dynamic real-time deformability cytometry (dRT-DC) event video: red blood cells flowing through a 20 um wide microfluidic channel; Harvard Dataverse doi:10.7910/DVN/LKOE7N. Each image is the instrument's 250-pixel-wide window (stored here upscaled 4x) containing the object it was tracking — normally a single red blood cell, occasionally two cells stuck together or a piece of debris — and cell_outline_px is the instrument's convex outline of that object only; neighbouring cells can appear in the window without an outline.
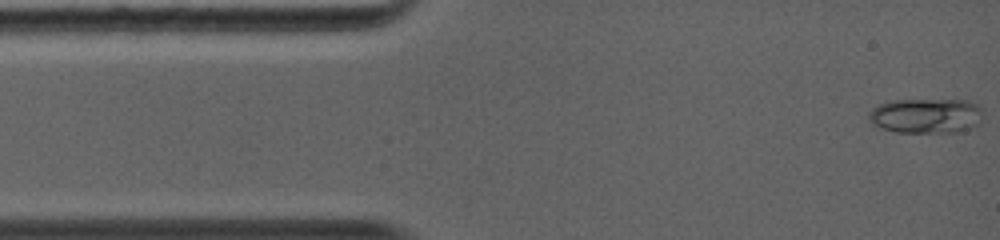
{"species": "common noctule bat (a hibernating species)", "species_latin": "Nyctalus noctula", "temperature_condition": "warm", "stored_images_in_passage": 75, "camera_frame_rate_fps": 5000, "um_per_image_px": 0.085, "animal": {"sex": "female", "body_mass_g": 19.0, "forearm_length_mm": 56.7}, "frame": {"image": 1, "passage_image": 1, "time_ms": 0.0, "image_size_px": [1000, 240], "cell_outline_px": [[980, 108], [976, 124], [972, 128], [956, 132], [896, 132], [880, 128], [872, 124], [868, 120], [868, 112], [872, 108], [888, 100], [964, 100], [976, 104]], "centroid_in_image_um": [78.6, 9.84], "position_along_channel_um": 6.4, "area_um2": 23.06}}
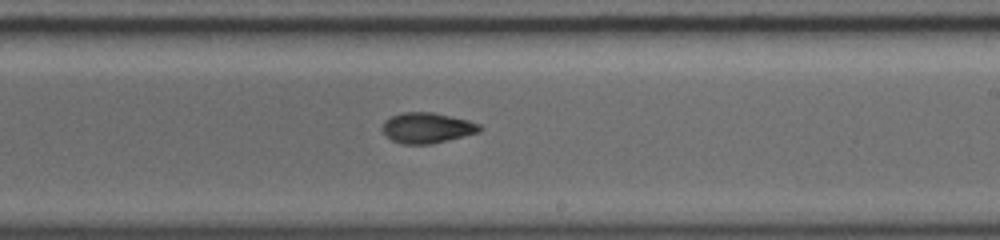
{"frame": {"image": 2, "passage_image": 31, "time_ms": 7.2, "image_size_px": [1000, 240], "cell_outline_px": [[484, 128], [480, 132], [432, 144], [404, 144], [392, 140], [380, 128], [384, 120], [400, 112], [432, 112], [468, 120], [480, 124]], "centroid_in_image_um": [36.31, 10.86], "position_along_channel_um": 252.7, "area_um2": 17.4}}
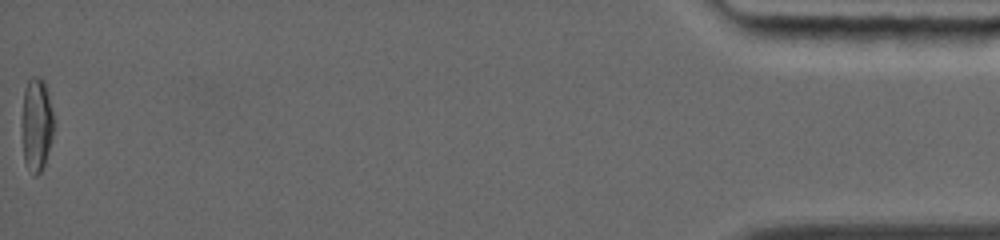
{"frame": {"image": 3, "passage_image": 75, "time_ms": 14.4, "image_size_px": [1000, 240], "cell_outline_px": [[56, 120], [52, 136], [44, 164], [40, 172], [36, 176], [24, 160], [20, 124], [24, 88], [28, 80], [32, 76], [40, 76], [44, 80]], "centroid_in_image_um": [3.1, 10.49], "position_along_channel_um": 432.1, "area_um2": 17.86}, "authors_computed_cell_mechanics": {"area_um2": 17.2822, "velocity_mm_per_s": 4.4506, "shape_relaxation_time_tau1_ms": null, "shape_relaxation_time_tau2_ms": 1.8864, "deformation_change_tau1": null, "deformation_change_tau2": 0.0586}}